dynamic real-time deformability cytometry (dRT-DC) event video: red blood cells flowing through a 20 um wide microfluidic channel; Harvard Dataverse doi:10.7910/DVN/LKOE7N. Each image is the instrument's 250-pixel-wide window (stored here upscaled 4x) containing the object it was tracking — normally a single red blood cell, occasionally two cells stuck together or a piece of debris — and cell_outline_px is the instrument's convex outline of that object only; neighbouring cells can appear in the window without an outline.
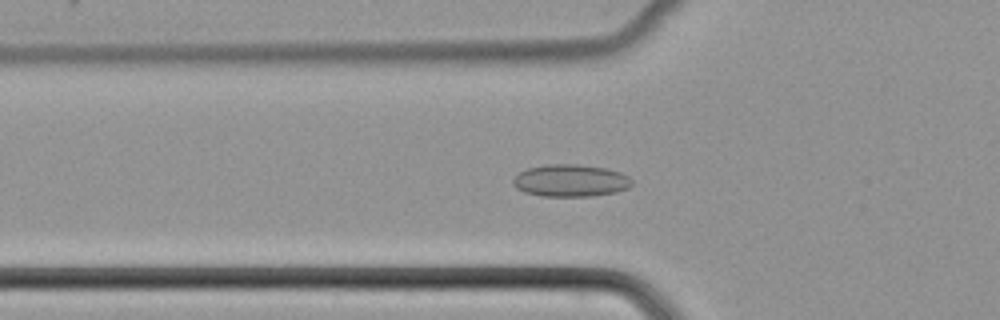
{"species": "common noctule bat (a hibernating species)", "species_latin": "Nyctalus noctula", "temperature_condition": "cold", "stored_images_in_passage": 52, "camera_frame_rate_fps": 3000, "um_per_image_px": 0.085, "animal": {"sex": "female", "body_mass_g": 22.7, "forearm_length_mm": 54.2}, "frame": {"image": 1, "passage_image": 19, "time_ms": 6.0, "image_size_px": [1000, 320], "cell_outline_px": [[632, 184], [628, 188], [616, 192], [592, 196], [540, 196], [524, 192], [516, 188], [512, 184], [512, 180], [520, 172], [528, 168], [548, 164], [580, 164], [604, 168], [620, 172], [628, 176], [632, 180]], "centroid_in_image_um": [48.49, 15.35], "position_along_channel_um": 77.3, "area_um2": 22.37}}
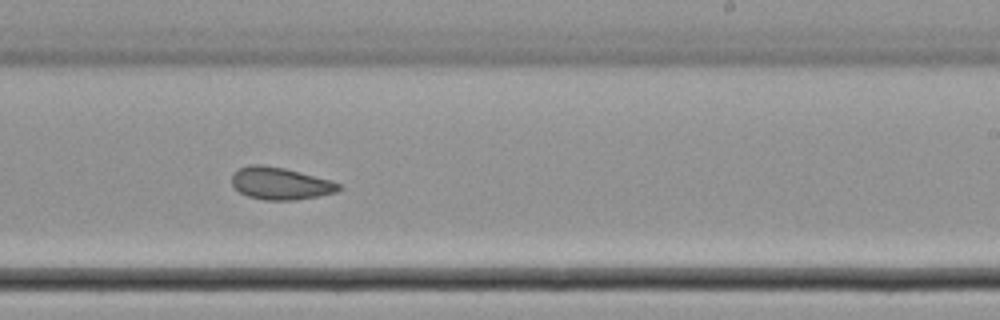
{"frame": {"image": 2, "passage_image": 33, "time_ms": 10.667, "image_size_px": [1000, 320], "cell_outline_px": [[344, 188], [336, 192], [296, 200], [264, 200], [248, 196], [240, 192], [232, 184], [232, 172], [248, 164], [260, 164], [284, 168], [300, 172], [328, 180], [340, 184]], "centroid_in_image_um": [23.8, 15.59], "position_along_channel_um": 265.2, "area_um2": 20.0}}
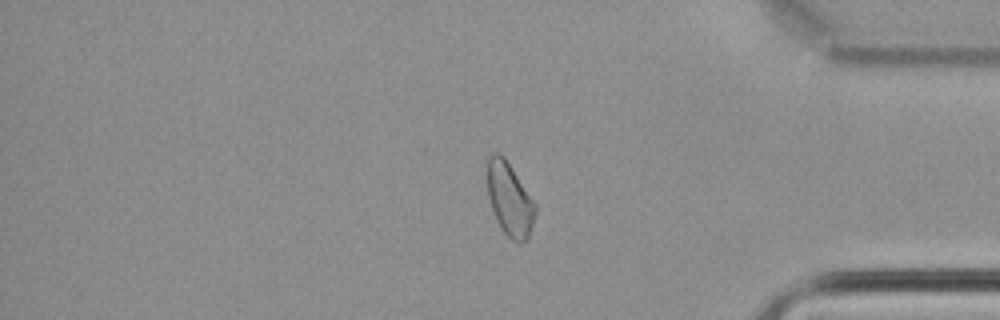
{"frame": {"image": 3, "passage_image": 44, "time_ms": 14.333, "image_size_px": [1000, 320], "cell_outline_px": [[536, 212], [528, 240], [520, 244], [512, 240], [504, 232], [496, 220], [488, 196], [488, 156], [492, 152], [500, 152], [504, 156], [536, 204]], "centroid_in_image_um": [43.33, 16.95], "position_along_channel_um": 391.9, "area_um2": 20.46}}